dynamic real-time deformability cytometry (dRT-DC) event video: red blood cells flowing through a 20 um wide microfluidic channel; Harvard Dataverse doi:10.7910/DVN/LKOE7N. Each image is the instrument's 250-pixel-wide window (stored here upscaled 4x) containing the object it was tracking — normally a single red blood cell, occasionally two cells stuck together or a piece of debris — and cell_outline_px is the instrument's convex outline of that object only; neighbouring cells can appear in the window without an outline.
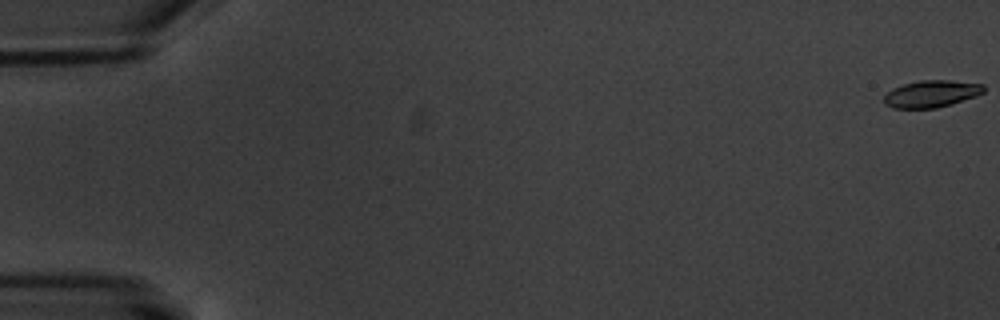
{"species": "common noctule bat (a hibernating species)", "species_latin": "Nyctalus noctula", "temperature_condition": "warm", "stored_images_in_passage": 17, "camera_frame_rate_fps": 3000, "um_per_image_px": 0.085, "animal": {"sex": "male", "body_mass_g": 20.1, "forearm_length_mm": 53.5}, "frame": {"image": 1, "passage_image": 1, "time_ms": 0.0, "image_size_px": [1000, 320], "cell_outline_px": [[984, 92], [976, 96], [952, 104], [936, 108], [892, 108], [884, 104], [884, 96], [892, 88], [904, 84], [920, 80], [948, 80], [984, 84]], "centroid_in_image_um": [79.16, 7.97], "position_along_channel_um": 5.8, "area_um2": 15.72}}
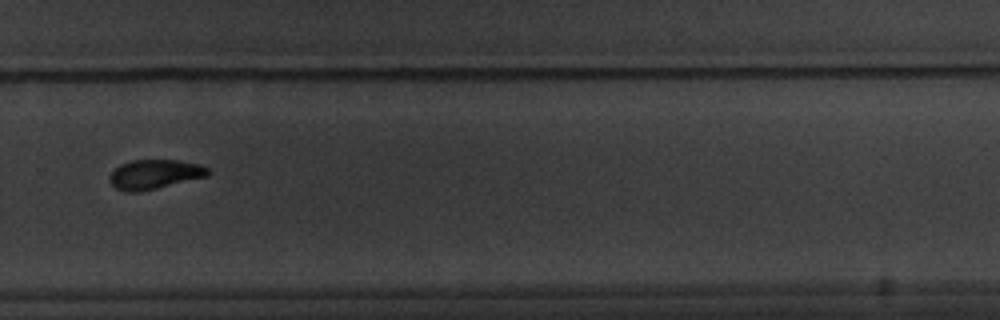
{"frame": {"image": 2, "passage_image": 12, "time_ms": 14.0, "image_size_px": [1000, 320], "cell_outline_px": [[212, 172], [208, 176], [140, 192], [124, 192], [116, 188], [108, 180], [108, 176], [120, 164], [132, 160], [176, 160], [200, 164], [208, 168]], "centroid_in_image_um": [13.14, 14.82], "position_along_channel_um": 316.7, "area_um2": 16.99}}
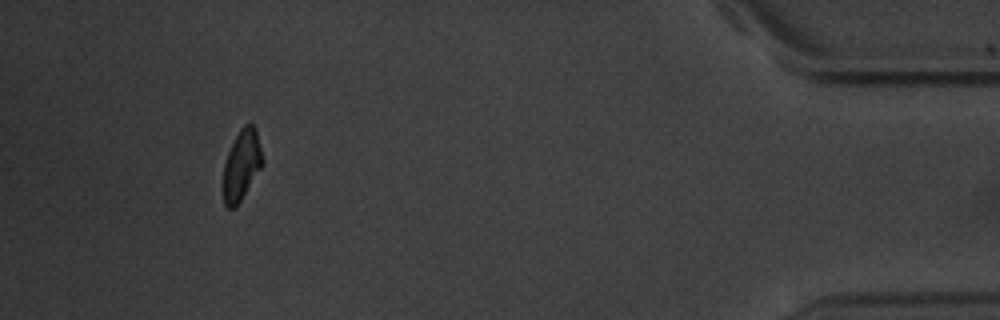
{"frame": {"image": 3, "passage_image": 16, "time_ms": 18.667, "image_size_px": [1000, 320], "cell_outline_px": [[264, 164], [240, 200], [232, 208], [228, 208], [224, 204], [224, 164], [228, 152], [240, 128], [248, 120], [256, 128], [264, 160]], "centroid_in_image_um": [20.57, 13.95], "position_along_channel_um": 414.6, "area_um2": 15.95}, "authors_computed_cell_mechanics": {"area_um2": 16.9354, "velocity_mm_per_s": 3.3978, "shape_relaxation_time_tau1_ms": 2.186, "shape_relaxation_time_tau2_ms": null, "deformation_change_tau1": 0.154, "deformation_change_tau2": null}}